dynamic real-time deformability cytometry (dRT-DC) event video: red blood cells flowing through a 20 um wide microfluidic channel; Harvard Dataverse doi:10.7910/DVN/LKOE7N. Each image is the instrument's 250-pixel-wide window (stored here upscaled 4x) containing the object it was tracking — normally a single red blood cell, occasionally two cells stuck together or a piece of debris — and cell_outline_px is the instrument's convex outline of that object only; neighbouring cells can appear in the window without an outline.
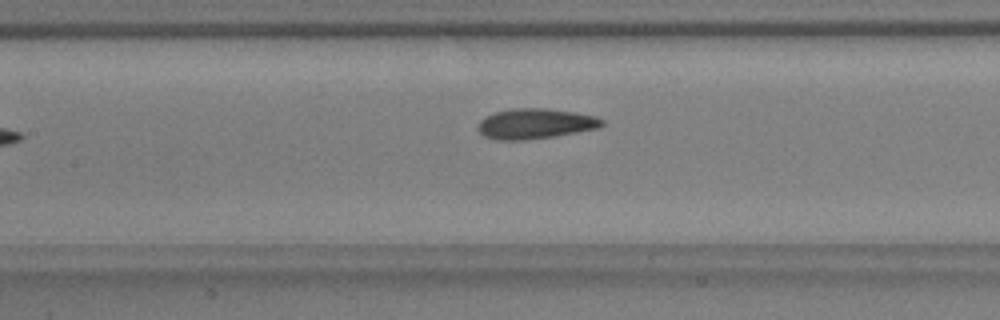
{"species": "common noctule bat (a hibernating species)", "species_latin": "Nyctalus noctula", "temperature_condition": "warm", "stored_images_in_passage": 29, "camera_frame_rate_fps": 3000, "um_per_image_px": 0.085, "animal": {"sex": "male", "body_mass_g": 17.9, "forearm_length_mm": 54.2}, "frame": {"image": 1, "passage_image": 9, "time_ms": 2.667, "image_size_px": [1000, 320], "cell_outline_px": [[604, 124], [600, 128], [552, 136], [524, 140], [496, 140], [484, 136], [476, 128], [480, 120], [484, 116], [496, 112], [512, 108], [548, 108], [576, 112], [596, 116], [604, 120]], "centroid_in_image_um": [45.49, 10.5], "position_along_channel_um": 161.9, "area_um2": 22.02}, "authors_computed_cell_mechanics": {"area_um2": 21.7328, "velocity_mm_per_s": 3.7366, "shape_relaxation_time_tau1_ms": 3.8423, "shape_relaxation_time_tau2_ms": 1.9396, "deformation_change_tau1": 0.124, "deformation_change_tau2": 0.0741}}